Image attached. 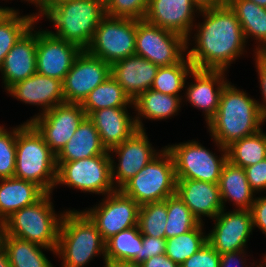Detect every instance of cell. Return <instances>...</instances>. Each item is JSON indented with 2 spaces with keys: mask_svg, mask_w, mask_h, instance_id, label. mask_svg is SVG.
Masks as SVG:
<instances>
[{
  "mask_svg": "<svg viewBox=\"0 0 266 267\" xmlns=\"http://www.w3.org/2000/svg\"><path fill=\"white\" fill-rule=\"evenodd\" d=\"M227 4L235 12L246 41L250 37L256 40L253 55H259L266 49V8L249 0H228Z\"/></svg>",
  "mask_w": 266,
  "mask_h": 267,
  "instance_id": "obj_29",
  "label": "cell"
},
{
  "mask_svg": "<svg viewBox=\"0 0 266 267\" xmlns=\"http://www.w3.org/2000/svg\"><path fill=\"white\" fill-rule=\"evenodd\" d=\"M51 196L52 193H46L36 203L13 213L3 222L2 235L17 237L56 250L64 212H55Z\"/></svg>",
  "mask_w": 266,
  "mask_h": 267,
  "instance_id": "obj_6",
  "label": "cell"
},
{
  "mask_svg": "<svg viewBox=\"0 0 266 267\" xmlns=\"http://www.w3.org/2000/svg\"><path fill=\"white\" fill-rule=\"evenodd\" d=\"M37 73L64 81L82 49L71 42L37 29Z\"/></svg>",
  "mask_w": 266,
  "mask_h": 267,
  "instance_id": "obj_17",
  "label": "cell"
},
{
  "mask_svg": "<svg viewBox=\"0 0 266 267\" xmlns=\"http://www.w3.org/2000/svg\"><path fill=\"white\" fill-rule=\"evenodd\" d=\"M186 52L187 39L182 35L137 20L135 54L161 67L179 63Z\"/></svg>",
  "mask_w": 266,
  "mask_h": 267,
  "instance_id": "obj_11",
  "label": "cell"
},
{
  "mask_svg": "<svg viewBox=\"0 0 266 267\" xmlns=\"http://www.w3.org/2000/svg\"><path fill=\"white\" fill-rule=\"evenodd\" d=\"M6 91L9 96H13L22 103L40 106L42 110L37 113L38 115L65 102L63 82L37 72L31 77L15 83Z\"/></svg>",
  "mask_w": 266,
  "mask_h": 267,
  "instance_id": "obj_20",
  "label": "cell"
},
{
  "mask_svg": "<svg viewBox=\"0 0 266 267\" xmlns=\"http://www.w3.org/2000/svg\"><path fill=\"white\" fill-rule=\"evenodd\" d=\"M161 150L157 151L153 147L146 130H137L130 138L110 149L112 181L116 190H120ZM113 155H117L118 163L114 160Z\"/></svg>",
  "mask_w": 266,
  "mask_h": 267,
  "instance_id": "obj_14",
  "label": "cell"
},
{
  "mask_svg": "<svg viewBox=\"0 0 266 267\" xmlns=\"http://www.w3.org/2000/svg\"><path fill=\"white\" fill-rule=\"evenodd\" d=\"M176 194L200 223L202 217L213 220L224 209L218 183L177 179Z\"/></svg>",
  "mask_w": 266,
  "mask_h": 267,
  "instance_id": "obj_22",
  "label": "cell"
},
{
  "mask_svg": "<svg viewBox=\"0 0 266 267\" xmlns=\"http://www.w3.org/2000/svg\"><path fill=\"white\" fill-rule=\"evenodd\" d=\"M33 25L5 56L0 67L4 89L37 72V31Z\"/></svg>",
  "mask_w": 266,
  "mask_h": 267,
  "instance_id": "obj_21",
  "label": "cell"
},
{
  "mask_svg": "<svg viewBox=\"0 0 266 267\" xmlns=\"http://www.w3.org/2000/svg\"><path fill=\"white\" fill-rule=\"evenodd\" d=\"M18 10H7L0 17V67L7 53L33 26L38 24L33 14L22 15Z\"/></svg>",
  "mask_w": 266,
  "mask_h": 267,
  "instance_id": "obj_34",
  "label": "cell"
},
{
  "mask_svg": "<svg viewBox=\"0 0 266 267\" xmlns=\"http://www.w3.org/2000/svg\"><path fill=\"white\" fill-rule=\"evenodd\" d=\"M2 234H3V222L0 220V245H1Z\"/></svg>",
  "mask_w": 266,
  "mask_h": 267,
  "instance_id": "obj_55",
  "label": "cell"
},
{
  "mask_svg": "<svg viewBox=\"0 0 266 267\" xmlns=\"http://www.w3.org/2000/svg\"><path fill=\"white\" fill-rule=\"evenodd\" d=\"M249 1L256 3L260 7L266 8V0H249Z\"/></svg>",
  "mask_w": 266,
  "mask_h": 267,
  "instance_id": "obj_52",
  "label": "cell"
},
{
  "mask_svg": "<svg viewBox=\"0 0 266 267\" xmlns=\"http://www.w3.org/2000/svg\"><path fill=\"white\" fill-rule=\"evenodd\" d=\"M0 126V179L11 178L15 173L16 127Z\"/></svg>",
  "mask_w": 266,
  "mask_h": 267,
  "instance_id": "obj_39",
  "label": "cell"
},
{
  "mask_svg": "<svg viewBox=\"0 0 266 267\" xmlns=\"http://www.w3.org/2000/svg\"><path fill=\"white\" fill-rule=\"evenodd\" d=\"M193 68L187 55L179 63L161 66L157 70L151 89L167 95L180 96Z\"/></svg>",
  "mask_w": 266,
  "mask_h": 267,
  "instance_id": "obj_35",
  "label": "cell"
},
{
  "mask_svg": "<svg viewBox=\"0 0 266 267\" xmlns=\"http://www.w3.org/2000/svg\"><path fill=\"white\" fill-rule=\"evenodd\" d=\"M46 192L31 181L15 177L0 179V220L40 200Z\"/></svg>",
  "mask_w": 266,
  "mask_h": 267,
  "instance_id": "obj_25",
  "label": "cell"
},
{
  "mask_svg": "<svg viewBox=\"0 0 266 267\" xmlns=\"http://www.w3.org/2000/svg\"><path fill=\"white\" fill-rule=\"evenodd\" d=\"M141 247L142 234L138 225L123 230L105 241V262H129L138 265Z\"/></svg>",
  "mask_w": 266,
  "mask_h": 267,
  "instance_id": "obj_31",
  "label": "cell"
},
{
  "mask_svg": "<svg viewBox=\"0 0 266 267\" xmlns=\"http://www.w3.org/2000/svg\"><path fill=\"white\" fill-rule=\"evenodd\" d=\"M127 107L103 108L88 115L96 127L102 145L109 151L130 138L137 130L135 117L130 116Z\"/></svg>",
  "mask_w": 266,
  "mask_h": 267,
  "instance_id": "obj_24",
  "label": "cell"
},
{
  "mask_svg": "<svg viewBox=\"0 0 266 267\" xmlns=\"http://www.w3.org/2000/svg\"><path fill=\"white\" fill-rule=\"evenodd\" d=\"M44 16L53 23L56 30L46 29L48 34L85 50L105 16V6L98 0H73L48 9L42 15L43 18Z\"/></svg>",
  "mask_w": 266,
  "mask_h": 267,
  "instance_id": "obj_5",
  "label": "cell"
},
{
  "mask_svg": "<svg viewBox=\"0 0 266 267\" xmlns=\"http://www.w3.org/2000/svg\"><path fill=\"white\" fill-rule=\"evenodd\" d=\"M0 267H11L8 254L2 245H0Z\"/></svg>",
  "mask_w": 266,
  "mask_h": 267,
  "instance_id": "obj_50",
  "label": "cell"
},
{
  "mask_svg": "<svg viewBox=\"0 0 266 267\" xmlns=\"http://www.w3.org/2000/svg\"><path fill=\"white\" fill-rule=\"evenodd\" d=\"M159 66L134 54L111 64V76L133 101L151 89Z\"/></svg>",
  "mask_w": 266,
  "mask_h": 267,
  "instance_id": "obj_23",
  "label": "cell"
},
{
  "mask_svg": "<svg viewBox=\"0 0 266 267\" xmlns=\"http://www.w3.org/2000/svg\"><path fill=\"white\" fill-rule=\"evenodd\" d=\"M104 197L99 204L82 211L106 241L111 236L138 225L140 205L121 190H115Z\"/></svg>",
  "mask_w": 266,
  "mask_h": 267,
  "instance_id": "obj_12",
  "label": "cell"
},
{
  "mask_svg": "<svg viewBox=\"0 0 266 267\" xmlns=\"http://www.w3.org/2000/svg\"><path fill=\"white\" fill-rule=\"evenodd\" d=\"M218 186L224 209L226 202L231 201L236 210H251L256 192L251 188L244 168L227 161L222 168Z\"/></svg>",
  "mask_w": 266,
  "mask_h": 267,
  "instance_id": "obj_27",
  "label": "cell"
},
{
  "mask_svg": "<svg viewBox=\"0 0 266 267\" xmlns=\"http://www.w3.org/2000/svg\"><path fill=\"white\" fill-rule=\"evenodd\" d=\"M226 150L228 161L242 168L263 161L266 159V132L261 129L255 134L234 141Z\"/></svg>",
  "mask_w": 266,
  "mask_h": 267,
  "instance_id": "obj_33",
  "label": "cell"
},
{
  "mask_svg": "<svg viewBox=\"0 0 266 267\" xmlns=\"http://www.w3.org/2000/svg\"><path fill=\"white\" fill-rule=\"evenodd\" d=\"M166 221V199L140 206L138 226L142 235L165 238Z\"/></svg>",
  "mask_w": 266,
  "mask_h": 267,
  "instance_id": "obj_38",
  "label": "cell"
},
{
  "mask_svg": "<svg viewBox=\"0 0 266 267\" xmlns=\"http://www.w3.org/2000/svg\"><path fill=\"white\" fill-rule=\"evenodd\" d=\"M81 106L88 116L93 111L103 108H129L130 106L133 108V101L118 82L110 76L88 94Z\"/></svg>",
  "mask_w": 266,
  "mask_h": 267,
  "instance_id": "obj_32",
  "label": "cell"
},
{
  "mask_svg": "<svg viewBox=\"0 0 266 267\" xmlns=\"http://www.w3.org/2000/svg\"><path fill=\"white\" fill-rule=\"evenodd\" d=\"M246 251H247V249H243L240 251H233V252L220 254V266L219 267H244V266L247 267L246 266V264H247L246 257L248 255H246V253H247ZM250 264H251V266H249V267H254V266L261 267V262H259V265H257V264L254 265V263H249V265Z\"/></svg>",
  "mask_w": 266,
  "mask_h": 267,
  "instance_id": "obj_45",
  "label": "cell"
},
{
  "mask_svg": "<svg viewBox=\"0 0 266 267\" xmlns=\"http://www.w3.org/2000/svg\"><path fill=\"white\" fill-rule=\"evenodd\" d=\"M251 188L259 193L266 190V159L244 168ZM259 191V192H258Z\"/></svg>",
  "mask_w": 266,
  "mask_h": 267,
  "instance_id": "obj_43",
  "label": "cell"
},
{
  "mask_svg": "<svg viewBox=\"0 0 266 267\" xmlns=\"http://www.w3.org/2000/svg\"><path fill=\"white\" fill-rule=\"evenodd\" d=\"M182 100V95H167L153 89L142 92L133 100V109L136 111L134 113H137L134 117L138 130H145L143 118L159 121L176 116L180 111Z\"/></svg>",
  "mask_w": 266,
  "mask_h": 267,
  "instance_id": "obj_26",
  "label": "cell"
},
{
  "mask_svg": "<svg viewBox=\"0 0 266 267\" xmlns=\"http://www.w3.org/2000/svg\"><path fill=\"white\" fill-rule=\"evenodd\" d=\"M231 84L229 81L223 88L219 108L206 124L211 138L225 148L234 141L255 134L265 123L259 107L260 101Z\"/></svg>",
  "mask_w": 266,
  "mask_h": 267,
  "instance_id": "obj_2",
  "label": "cell"
},
{
  "mask_svg": "<svg viewBox=\"0 0 266 267\" xmlns=\"http://www.w3.org/2000/svg\"><path fill=\"white\" fill-rule=\"evenodd\" d=\"M104 267H140V265H136L134 263L129 262H106Z\"/></svg>",
  "mask_w": 266,
  "mask_h": 267,
  "instance_id": "obj_51",
  "label": "cell"
},
{
  "mask_svg": "<svg viewBox=\"0 0 266 267\" xmlns=\"http://www.w3.org/2000/svg\"><path fill=\"white\" fill-rule=\"evenodd\" d=\"M166 205V239L187 233L201 224L177 194L167 197Z\"/></svg>",
  "mask_w": 266,
  "mask_h": 267,
  "instance_id": "obj_37",
  "label": "cell"
},
{
  "mask_svg": "<svg viewBox=\"0 0 266 267\" xmlns=\"http://www.w3.org/2000/svg\"><path fill=\"white\" fill-rule=\"evenodd\" d=\"M200 14V15H199ZM204 21L194 24L193 47L187 56L195 69L228 71L233 61L245 54L243 29L228 4L200 9Z\"/></svg>",
  "mask_w": 266,
  "mask_h": 267,
  "instance_id": "obj_1",
  "label": "cell"
},
{
  "mask_svg": "<svg viewBox=\"0 0 266 267\" xmlns=\"http://www.w3.org/2000/svg\"><path fill=\"white\" fill-rule=\"evenodd\" d=\"M136 32L137 20L105 15L85 50L113 64L135 54Z\"/></svg>",
  "mask_w": 266,
  "mask_h": 267,
  "instance_id": "obj_10",
  "label": "cell"
},
{
  "mask_svg": "<svg viewBox=\"0 0 266 267\" xmlns=\"http://www.w3.org/2000/svg\"><path fill=\"white\" fill-rule=\"evenodd\" d=\"M255 67L257 69L258 79L261 89V99L262 102L259 103V107L263 116L264 121L266 122V61L260 56L256 55L255 58Z\"/></svg>",
  "mask_w": 266,
  "mask_h": 267,
  "instance_id": "obj_46",
  "label": "cell"
},
{
  "mask_svg": "<svg viewBox=\"0 0 266 267\" xmlns=\"http://www.w3.org/2000/svg\"><path fill=\"white\" fill-rule=\"evenodd\" d=\"M176 183L173 157L163 147L161 152L120 190L141 206L146 203L163 201L176 194Z\"/></svg>",
  "mask_w": 266,
  "mask_h": 267,
  "instance_id": "obj_7",
  "label": "cell"
},
{
  "mask_svg": "<svg viewBox=\"0 0 266 267\" xmlns=\"http://www.w3.org/2000/svg\"><path fill=\"white\" fill-rule=\"evenodd\" d=\"M149 0H109L105 15L141 20L145 18Z\"/></svg>",
  "mask_w": 266,
  "mask_h": 267,
  "instance_id": "obj_40",
  "label": "cell"
},
{
  "mask_svg": "<svg viewBox=\"0 0 266 267\" xmlns=\"http://www.w3.org/2000/svg\"><path fill=\"white\" fill-rule=\"evenodd\" d=\"M67 1H73V0H40V2L38 3V9L39 10L38 13L33 12V15L38 23V19L42 18V15L50 8H53L63 2H67Z\"/></svg>",
  "mask_w": 266,
  "mask_h": 267,
  "instance_id": "obj_48",
  "label": "cell"
},
{
  "mask_svg": "<svg viewBox=\"0 0 266 267\" xmlns=\"http://www.w3.org/2000/svg\"><path fill=\"white\" fill-rule=\"evenodd\" d=\"M15 178L31 181L52 193L57 179L56 155L30 123L16 126Z\"/></svg>",
  "mask_w": 266,
  "mask_h": 267,
  "instance_id": "obj_4",
  "label": "cell"
},
{
  "mask_svg": "<svg viewBox=\"0 0 266 267\" xmlns=\"http://www.w3.org/2000/svg\"><path fill=\"white\" fill-rule=\"evenodd\" d=\"M7 10H15V8H10V7H2L0 6V17L7 11Z\"/></svg>",
  "mask_w": 266,
  "mask_h": 267,
  "instance_id": "obj_53",
  "label": "cell"
},
{
  "mask_svg": "<svg viewBox=\"0 0 266 267\" xmlns=\"http://www.w3.org/2000/svg\"><path fill=\"white\" fill-rule=\"evenodd\" d=\"M106 151L96 127L86 116L73 136L56 155V166L58 167L63 162L102 155Z\"/></svg>",
  "mask_w": 266,
  "mask_h": 267,
  "instance_id": "obj_28",
  "label": "cell"
},
{
  "mask_svg": "<svg viewBox=\"0 0 266 267\" xmlns=\"http://www.w3.org/2000/svg\"><path fill=\"white\" fill-rule=\"evenodd\" d=\"M194 82L188 86L185 82L186 102L198 110H203L206 124L215 116L219 108L221 92L229 82L223 70H200L195 69L189 73Z\"/></svg>",
  "mask_w": 266,
  "mask_h": 267,
  "instance_id": "obj_19",
  "label": "cell"
},
{
  "mask_svg": "<svg viewBox=\"0 0 266 267\" xmlns=\"http://www.w3.org/2000/svg\"><path fill=\"white\" fill-rule=\"evenodd\" d=\"M1 245L8 254L11 267H54L42 249L52 251L54 255L55 249L9 235H2Z\"/></svg>",
  "mask_w": 266,
  "mask_h": 267,
  "instance_id": "obj_30",
  "label": "cell"
},
{
  "mask_svg": "<svg viewBox=\"0 0 266 267\" xmlns=\"http://www.w3.org/2000/svg\"><path fill=\"white\" fill-rule=\"evenodd\" d=\"M111 76V64L82 50L63 81L65 102L81 104L88 94Z\"/></svg>",
  "mask_w": 266,
  "mask_h": 267,
  "instance_id": "obj_15",
  "label": "cell"
},
{
  "mask_svg": "<svg viewBox=\"0 0 266 267\" xmlns=\"http://www.w3.org/2000/svg\"><path fill=\"white\" fill-rule=\"evenodd\" d=\"M7 1V0H6ZM22 1V0H21ZM25 2L27 1V3H31L34 4L36 6V8H38V3L40 2V0H24Z\"/></svg>",
  "mask_w": 266,
  "mask_h": 267,
  "instance_id": "obj_54",
  "label": "cell"
},
{
  "mask_svg": "<svg viewBox=\"0 0 266 267\" xmlns=\"http://www.w3.org/2000/svg\"><path fill=\"white\" fill-rule=\"evenodd\" d=\"M98 1H100L105 6L109 0H98Z\"/></svg>",
  "mask_w": 266,
  "mask_h": 267,
  "instance_id": "obj_58",
  "label": "cell"
},
{
  "mask_svg": "<svg viewBox=\"0 0 266 267\" xmlns=\"http://www.w3.org/2000/svg\"><path fill=\"white\" fill-rule=\"evenodd\" d=\"M200 8L192 0H149L145 20L160 28L182 35L187 46Z\"/></svg>",
  "mask_w": 266,
  "mask_h": 267,
  "instance_id": "obj_18",
  "label": "cell"
},
{
  "mask_svg": "<svg viewBox=\"0 0 266 267\" xmlns=\"http://www.w3.org/2000/svg\"><path fill=\"white\" fill-rule=\"evenodd\" d=\"M98 255L105 264V240L96 225L82 210H65L56 249L61 267H84Z\"/></svg>",
  "mask_w": 266,
  "mask_h": 267,
  "instance_id": "obj_3",
  "label": "cell"
},
{
  "mask_svg": "<svg viewBox=\"0 0 266 267\" xmlns=\"http://www.w3.org/2000/svg\"><path fill=\"white\" fill-rule=\"evenodd\" d=\"M261 267H266V255L263 257V261L261 260Z\"/></svg>",
  "mask_w": 266,
  "mask_h": 267,
  "instance_id": "obj_57",
  "label": "cell"
},
{
  "mask_svg": "<svg viewBox=\"0 0 266 267\" xmlns=\"http://www.w3.org/2000/svg\"><path fill=\"white\" fill-rule=\"evenodd\" d=\"M85 117L81 104L64 102L26 122L37 129L50 150L57 155Z\"/></svg>",
  "mask_w": 266,
  "mask_h": 267,
  "instance_id": "obj_13",
  "label": "cell"
},
{
  "mask_svg": "<svg viewBox=\"0 0 266 267\" xmlns=\"http://www.w3.org/2000/svg\"><path fill=\"white\" fill-rule=\"evenodd\" d=\"M203 227L204 223H201L187 233L166 239L165 255L180 266L207 242V233L203 232Z\"/></svg>",
  "mask_w": 266,
  "mask_h": 267,
  "instance_id": "obj_36",
  "label": "cell"
},
{
  "mask_svg": "<svg viewBox=\"0 0 266 267\" xmlns=\"http://www.w3.org/2000/svg\"><path fill=\"white\" fill-rule=\"evenodd\" d=\"M225 211L213 219L214 227L207 234V242L219 254L245 249L254 229L251 210Z\"/></svg>",
  "mask_w": 266,
  "mask_h": 267,
  "instance_id": "obj_16",
  "label": "cell"
},
{
  "mask_svg": "<svg viewBox=\"0 0 266 267\" xmlns=\"http://www.w3.org/2000/svg\"><path fill=\"white\" fill-rule=\"evenodd\" d=\"M140 267H180V266L174 263L165 254H162L146 259L142 264H140Z\"/></svg>",
  "mask_w": 266,
  "mask_h": 267,
  "instance_id": "obj_47",
  "label": "cell"
},
{
  "mask_svg": "<svg viewBox=\"0 0 266 267\" xmlns=\"http://www.w3.org/2000/svg\"><path fill=\"white\" fill-rule=\"evenodd\" d=\"M253 227H258L266 236V196L255 197L251 207Z\"/></svg>",
  "mask_w": 266,
  "mask_h": 267,
  "instance_id": "obj_44",
  "label": "cell"
},
{
  "mask_svg": "<svg viewBox=\"0 0 266 267\" xmlns=\"http://www.w3.org/2000/svg\"><path fill=\"white\" fill-rule=\"evenodd\" d=\"M58 184L103 196L114 192L116 188L112 181L109 151L102 155L61 163L57 167L55 188Z\"/></svg>",
  "mask_w": 266,
  "mask_h": 267,
  "instance_id": "obj_9",
  "label": "cell"
},
{
  "mask_svg": "<svg viewBox=\"0 0 266 267\" xmlns=\"http://www.w3.org/2000/svg\"><path fill=\"white\" fill-rule=\"evenodd\" d=\"M266 61V49L259 54Z\"/></svg>",
  "mask_w": 266,
  "mask_h": 267,
  "instance_id": "obj_56",
  "label": "cell"
},
{
  "mask_svg": "<svg viewBox=\"0 0 266 267\" xmlns=\"http://www.w3.org/2000/svg\"><path fill=\"white\" fill-rule=\"evenodd\" d=\"M166 252V238H157L142 235L141 255H138V265L153 256L162 255Z\"/></svg>",
  "mask_w": 266,
  "mask_h": 267,
  "instance_id": "obj_42",
  "label": "cell"
},
{
  "mask_svg": "<svg viewBox=\"0 0 266 267\" xmlns=\"http://www.w3.org/2000/svg\"><path fill=\"white\" fill-rule=\"evenodd\" d=\"M200 9L223 6L228 0H192Z\"/></svg>",
  "mask_w": 266,
  "mask_h": 267,
  "instance_id": "obj_49",
  "label": "cell"
},
{
  "mask_svg": "<svg viewBox=\"0 0 266 267\" xmlns=\"http://www.w3.org/2000/svg\"><path fill=\"white\" fill-rule=\"evenodd\" d=\"M212 140L221 151L219 157L196 140L165 146L173 157L176 179L218 183L222 168L228 161L227 150Z\"/></svg>",
  "mask_w": 266,
  "mask_h": 267,
  "instance_id": "obj_8",
  "label": "cell"
},
{
  "mask_svg": "<svg viewBox=\"0 0 266 267\" xmlns=\"http://www.w3.org/2000/svg\"><path fill=\"white\" fill-rule=\"evenodd\" d=\"M220 254L206 242L195 254L186 259L180 267H219Z\"/></svg>",
  "mask_w": 266,
  "mask_h": 267,
  "instance_id": "obj_41",
  "label": "cell"
}]
</instances>
